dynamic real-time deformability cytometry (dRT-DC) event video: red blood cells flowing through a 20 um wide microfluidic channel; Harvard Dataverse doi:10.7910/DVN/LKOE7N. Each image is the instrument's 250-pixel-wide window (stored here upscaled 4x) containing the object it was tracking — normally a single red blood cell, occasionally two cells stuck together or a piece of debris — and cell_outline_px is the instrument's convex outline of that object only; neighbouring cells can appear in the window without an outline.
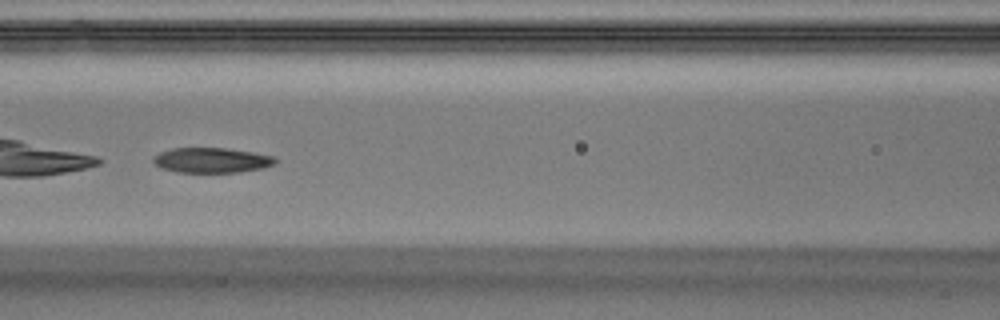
{"species": "Egyptian fruit bat (a non-hibernating species)", "species_latin": "Rousettus aegyptiacus", "temperature_condition": "warm", "stored_images_in_passage": 6, "camera_frame_rate_fps": 3000, "um_per_image_px": 0.085, "animal": {"sex": "male"}, "frame": {"image": 1, "passage_image": 6, "time_ms": 1.667, "image_size_px": [1000, 320], "cell_outline_px": [[276, 164], [264, 168], [240, 172], [176, 172], [160, 168], [152, 160], [152, 156], [160, 152], [172, 148], [224, 148], [252, 152], [272, 156], [276, 160]], "centroid_in_image_um": [17.96, 13.62], "position_along_channel_um": 148.6, "area_um2": 17.86}}